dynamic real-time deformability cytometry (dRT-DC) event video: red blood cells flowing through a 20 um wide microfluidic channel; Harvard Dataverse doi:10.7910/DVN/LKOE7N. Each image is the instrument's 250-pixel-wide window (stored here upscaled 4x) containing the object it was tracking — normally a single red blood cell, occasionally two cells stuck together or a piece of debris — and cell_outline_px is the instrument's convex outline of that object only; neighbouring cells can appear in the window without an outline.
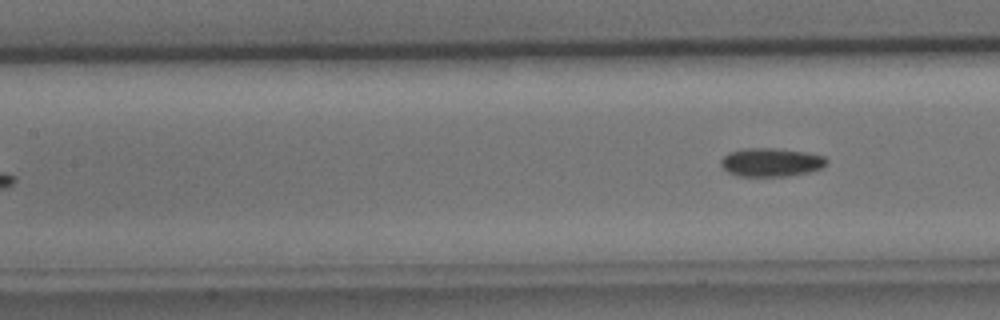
{"species": "common noctule bat (a hibernating species)", "species_latin": "Nyctalus noctula", "temperature_condition": "cold", "stored_images_in_passage": 4, "segment_of_instrument_passage": [2, 2], "camera_frame_rate_fps": 3000, "um_per_image_px": 0.085, "animal": {"sex": "male", "body_mass_g": 15.6}, "frame": {"image": 1, "passage_image": 4, "time_ms": 3.667, "image_size_px": [1000, 320], "cell_outline_px": [[828, 164], [824, 168], [808, 172], [788, 176], [736, 176], [728, 172], [720, 164], [720, 160], [728, 152], [744, 148], [776, 148], [804, 152], [824, 156], [828, 160]], "centroid_in_image_um": [65.55, 13.79], "position_along_channel_um": 141.9, "area_um2": 17.74}}